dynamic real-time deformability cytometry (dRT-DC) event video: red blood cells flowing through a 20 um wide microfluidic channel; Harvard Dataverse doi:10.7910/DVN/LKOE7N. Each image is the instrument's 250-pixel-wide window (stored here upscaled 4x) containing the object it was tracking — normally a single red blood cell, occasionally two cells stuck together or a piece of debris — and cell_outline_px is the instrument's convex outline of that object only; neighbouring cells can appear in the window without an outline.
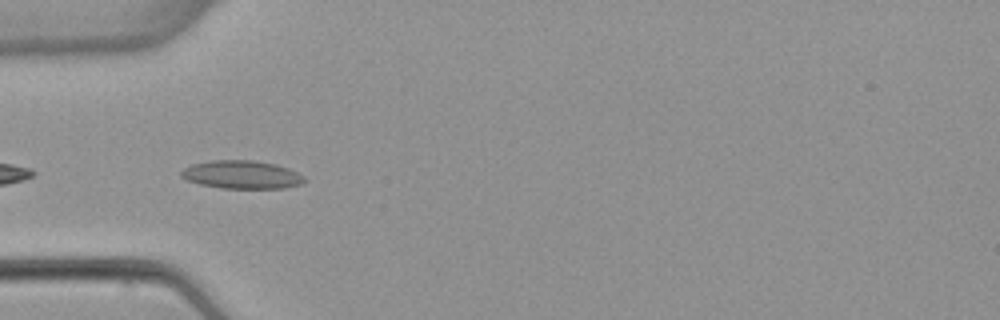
{"species": "common noctule bat (a hibernating species)", "species_latin": "Nyctalus noctula", "temperature_condition": "warm", "stored_images_in_passage": 6, "camera_frame_rate_fps": 3000, "um_per_image_px": 0.085, "animal": {"sex": "female", "body_mass_g": 22.7, "forearm_length_mm": 54.2}, "frame": {"image": 1, "passage_image": 5, "time_ms": 5.0, "image_size_px": [1000, 320], "cell_outline_px": [[308, 180], [300, 184], [284, 188], [220, 188], [200, 184], [188, 180], [180, 176], [180, 172], [184, 168], [192, 164], [208, 160], [256, 160], [276, 164], [288, 168], [304, 176]], "centroid_in_image_um": [20.55, 14.84], "position_along_channel_um": 64.4, "area_um2": 20.35}}
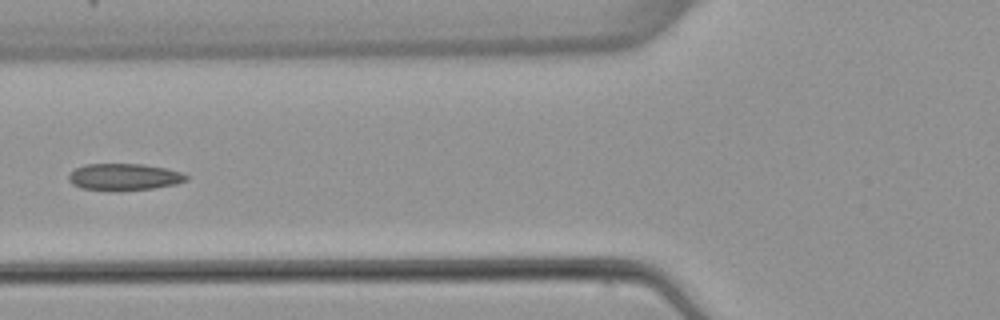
{"frame": {"image": 2, "passage_image": 6, "time_ms": 6.333, "image_size_px": [1000, 320], "cell_outline_px": [[188, 180], [176, 184], [152, 188], [120, 192], [112, 192], [80, 188], [72, 184], [68, 180], [68, 176], [76, 168], [84, 164], [144, 164], [164, 168], [180, 172], [188, 176]], "centroid_in_image_um": [10.52, 15.06], "position_along_channel_um": 115.3, "area_um2": 18.67}}